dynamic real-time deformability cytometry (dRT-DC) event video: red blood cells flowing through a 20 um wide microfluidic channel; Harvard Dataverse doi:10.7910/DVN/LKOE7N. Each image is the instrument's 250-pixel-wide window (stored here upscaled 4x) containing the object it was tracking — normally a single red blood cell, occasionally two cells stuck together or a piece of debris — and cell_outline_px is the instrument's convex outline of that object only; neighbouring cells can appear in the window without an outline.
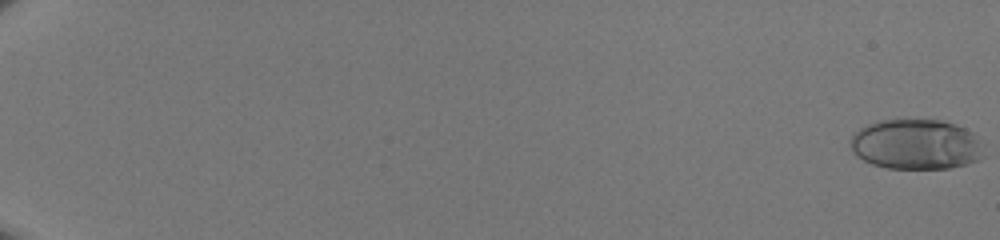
{"species": "human", "species_latin": "Homo sapiens", "temperature_condition": "room temperature", "stored_images_in_passage": 52, "camera_frame_rate_fps": 3000, "um_per_image_px": 0.085, "donor": {"sex": "male"}, "frame": {"image": 1, "passage_image": 1, "time_ms": 0.0, "image_size_px": [1000, 240], "cell_outline_px": [[984, 156], [980, 160], [948, 168], [888, 168], [872, 164], [856, 156], [852, 152], [848, 144], [852, 132], [876, 120], [940, 120], [956, 124], [972, 132], [984, 144]], "centroid_in_image_um": [77.85, 12.26], "position_along_channel_um": 7.2, "area_um2": 39.54}}
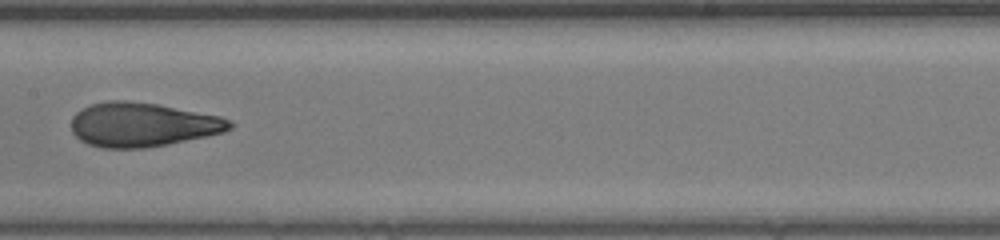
{"frame": {"image": 2, "passage_image": 31, "time_ms": 10.0, "image_size_px": [1000, 240], "cell_outline_px": [[236, 124], [232, 128], [224, 132], [168, 144], [144, 148], [100, 148], [88, 144], [80, 140], [72, 132], [72, 116], [76, 112], [92, 104], [108, 100], [128, 100], [160, 104], [220, 116], [232, 120]], "centroid_in_image_um": [12.13, 10.59], "position_along_channel_um": 195.3, "area_um2": 41.04}}
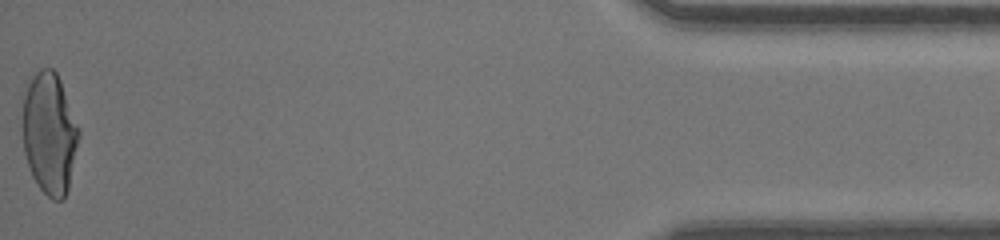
{"frame": {"image": 3, "passage_image": 52, "time_ms": 17.0, "image_size_px": [1000, 240], "cell_outline_px": [[80, 136], [68, 188], [64, 200], [52, 200], [40, 188], [32, 176], [24, 152], [24, 92], [32, 76], [40, 68], [52, 68], [56, 72], [60, 80], [80, 128]], "centroid_in_image_um": [4.23, 11.34], "position_along_channel_um": 431.0, "area_um2": 39.65}}